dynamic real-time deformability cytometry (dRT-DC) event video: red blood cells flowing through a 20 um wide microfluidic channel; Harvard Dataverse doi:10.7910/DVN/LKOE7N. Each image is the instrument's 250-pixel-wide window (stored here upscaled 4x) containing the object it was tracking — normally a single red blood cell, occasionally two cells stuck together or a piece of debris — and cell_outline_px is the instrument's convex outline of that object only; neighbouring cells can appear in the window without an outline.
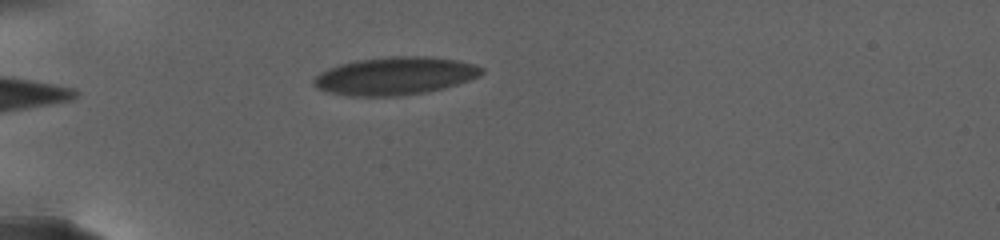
{"species": "human", "species_latin": "Homo sapiens", "temperature_condition": "warm", "stored_images_in_passage": 28, "camera_frame_rate_fps": 3000, "um_per_image_px": 0.085, "donor": {"sex": "female"}, "frame": {"image": 1, "passage_image": 1, "time_ms": 0.0, "image_size_px": [1000, 240], "cell_outline_px": [[484, 72], [468, 80], [456, 84], [424, 92], [396, 96], [352, 96], [332, 92], [316, 88], [312, 84], [312, 80], [316, 76], [340, 64], [356, 60], [388, 56], [428, 56], [456, 60], [472, 64], [484, 68]], "centroid_in_image_um": [33.56, 6.44], "position_along_channel_um": 51.4, "area_um2": 36.47}}
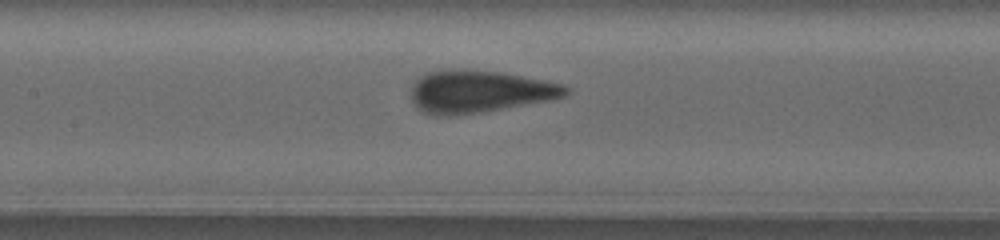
{"frame": {"image": 2, "passage_image": 6, "time_ms": 5.667, "image_size_px": [1000, 240], "cell_outline_px": [[568, 92], [564, 96], [544, 100], [480, 112], [448, 116], [432, 116], [416, 108], [412, 100], [412, 88], [416, 80], [420, 76], [428, 72], [452, 68], [504, 72], [560, 84], [568, 88]], "centroid_in_image_um": [40.64, 7.77], "position_along_channel_um": 166.8, "area_um2": 37.69}}
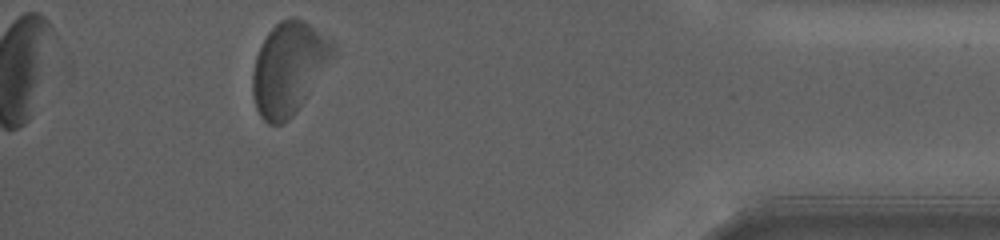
{"frame": {"image": 3, "passage_image": 23, "time_ms": 17.333, "image_size_px": [1000, 240], "cell_outline_px": [[316, 40], [308, 92], [304, 100], [296, 112], [288, 120], [280, 124], [268, 124], [260, 116], [256, 108], [252, 92], [252, 72], [256, 56], [268, 32], [280, 20], [288, 16], [296, 16], [304, 20], [308, 24]], "centroid_in_image_um": [24.08, 5.95], "position_along_channel_um": 411.1, "area_um2": 36.88}, "authors_computed_cell_mechanics": {"area_um2": 36.5874, "velocity_mm_per_s": 2.4777, "shape_relaxation_time_tau1_ms": 5.8011, "shape_relaxation_time_tau2_ms": null, "deformation_change_tau1": 0.118, "deformation_change_tau2": null}}